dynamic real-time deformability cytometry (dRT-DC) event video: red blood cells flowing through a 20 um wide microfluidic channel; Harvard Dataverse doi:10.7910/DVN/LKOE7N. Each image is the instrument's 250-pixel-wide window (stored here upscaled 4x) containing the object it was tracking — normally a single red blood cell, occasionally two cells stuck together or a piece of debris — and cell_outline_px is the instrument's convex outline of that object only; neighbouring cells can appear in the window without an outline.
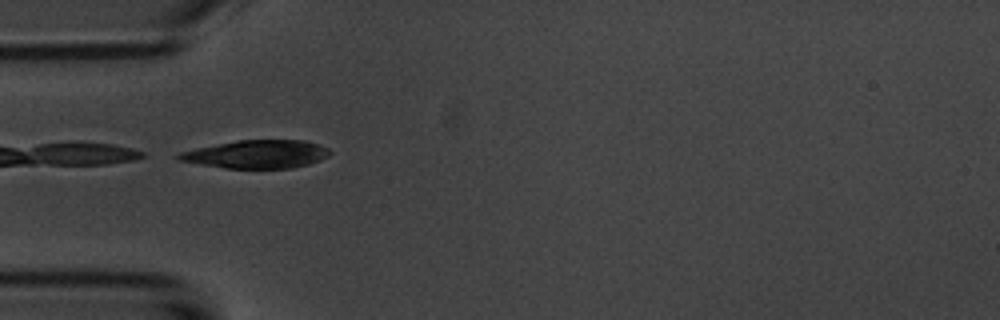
{"species": "common noctule bat (a hibernating species)", "species_latin": "Nyctalus noctula", "temperature_condition": "room temperature", "stored_images_in_passage": 3, "camera_frame_rate_fps": 3000, "um_per_image_px": 0.085, "animal": {"sex": "male", "body_mass_g": 20.1, "forearm_length_mm": 53.5}, "frame": {"image": 1, "passage_image": 1, "time_ms": 0.0, "image_size_px": [1000, 320], "cell_outline_px": [[332, 152], [328, 156], [320, 160], [308, 164], [292, 168], [224, 168], [176, 160], [172, 156], [180, 152], [196, 148], [236, 140], [304, 140], [328, 148]], "centroid_in_image_um": [21.78, 13.11], "position_along_channel_um": 63.2, "area_um2": 24.85}}